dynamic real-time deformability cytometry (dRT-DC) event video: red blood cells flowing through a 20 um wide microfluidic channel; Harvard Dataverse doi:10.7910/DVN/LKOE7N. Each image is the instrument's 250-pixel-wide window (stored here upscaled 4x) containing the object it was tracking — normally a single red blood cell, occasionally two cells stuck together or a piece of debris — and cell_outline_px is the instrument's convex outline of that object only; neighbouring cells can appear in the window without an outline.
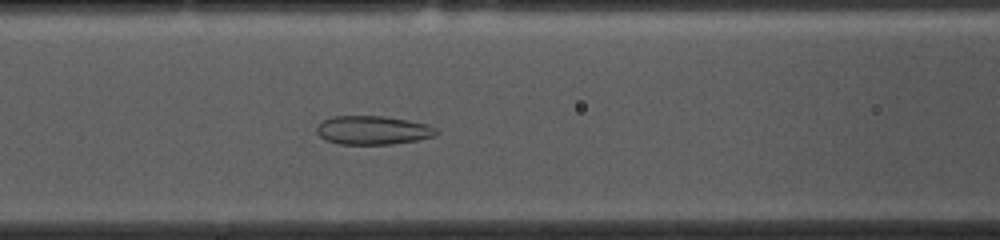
{"species": "common noctule bat (a hibernating species)", "species_latin": "Nyctalus noctula", "temperature_condition": "cold", "stored_images_in_passage": 53, "camera_frame_rate_fps": 3000, "um_per_image_px": 0.085, "animal": {"sex": "female", "body_mass_g": 10.0, "forearm_length_mm": 53.1}, "frame": {"image": 1, "passage_image": 21, "time_ms": 6.667, "image_size_px": [1000, 240], "cell_outline_px": [[440, 132], [436, 136], [416, 140], [392, 144], [340, 144], [324, 140], [316, 132], [316, 128], [324, 120], [332, 116], [384, 116], [408, 120], [428, 124], [440, 128]], "centroid_in_image_um": [31.75, 11.07], "position_along_channel_um": 134.9, "area_um2": 20.23}}
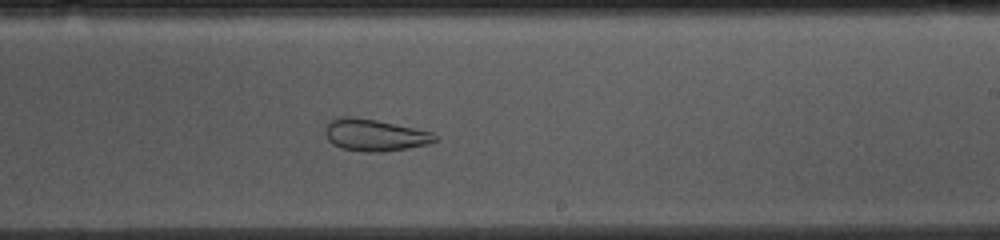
{"frame": {"image": 2, "passage_image": 31, "time_ms": 10.0, "image_size_px": [1000, 240], "cell_outline_px": [[440, 136], [436, 140], [428, 144], [408, 148], [380, 152], [364, 152], [340, 148], [332, 144], [328, 140], [324, 132], [324, 128], [332, 120], [340, 116], [348, 116], [376, 120], [416, 128], [432, 132]], "centroid_in_image_um": [31.85, 11.48], "position_along_channel_um": 257.2, "area_um2": 20.52}}
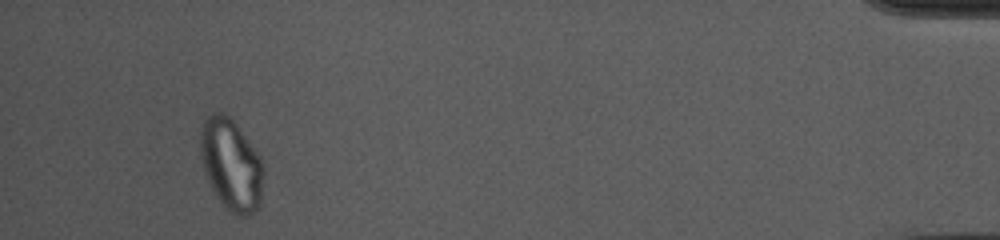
{"frame": {"image": 3, "passage_image": 50, "time_ms": 16.333, "image_size_px": [1000, 240], "cell_outline_px": [[260, 208], [256, 212], [248, 216], [240, 216], [228, 212], [216, 196], [208, 180], [204, 168], [200, 152], [200, 132], [204, 120], [212, 112], [224, 112], [236, 124], [260, 156]], "centroid_in_image_um": [19.61, 14.0], "position_along_channel_um": 415.6, "area_um2": 33.12}, "authors_computed_cell_mechanics": {"area_um2": 26.6458, "velocity_mm_per_s": 3.6793, "shape_relaxation_time_tau1_ms": null, "shape_relaxation_time_tau2_ms": 1.4123, "deformation_change_tau1": null, "deformation_change_tau2": 0.0686}}